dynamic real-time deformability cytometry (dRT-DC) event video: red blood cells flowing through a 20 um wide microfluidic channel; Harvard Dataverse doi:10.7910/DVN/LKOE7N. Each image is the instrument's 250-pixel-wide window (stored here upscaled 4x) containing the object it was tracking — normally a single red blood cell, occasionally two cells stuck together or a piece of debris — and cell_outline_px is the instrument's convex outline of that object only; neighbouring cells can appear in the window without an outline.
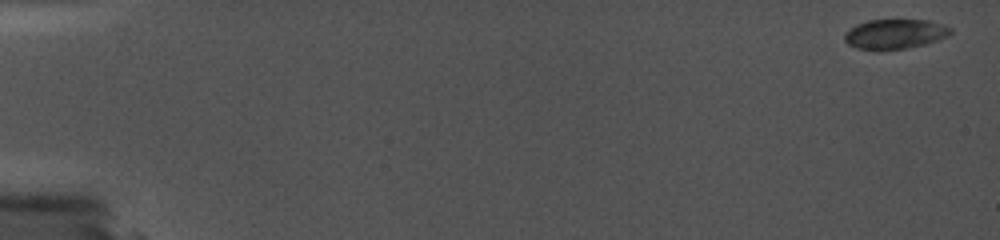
{"species": "common noctule bat (a hibernating species)", "species_latin": "Nyctalus noctula", "temperature_condition": "cold", "stored_images_in_passage": 29, "camera_frame_rate_fps": 5000, "um_per_image_px": 0.085, "animal": {"sex": "female", "body_mass_g": 19.0, "forearm_length_mm": 56.7}, "frame": {"image": 1, "passage_image": 1, "time_ms": 0.0, "image_size_px": [1000, 240], "cell_outline_px": [[952, 32], [948, 36], [924, 44], [904, 48], [876, 52], [856, 48], [848, 44], [844, 40], [844, 32], [856, 24], [868, 20], [928, 20], [944, 24], [952, 28]], "centroid_in_image_um": [76.02, 2.9], "position_along_channel_um": 9.0, "area_um2": 18.73}}
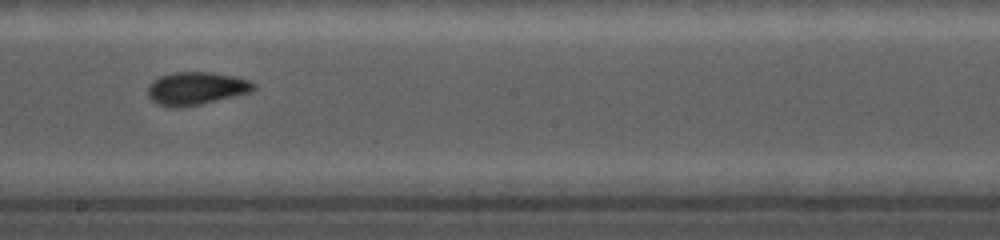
{"frame": {"image": 2, "passage_image": 18, "time_ms": 10.6, "image_size_px": [1000, 240], "cell_outline_px": [[256, 88], [252, 92], [236, 96], [200, 104], [180, 108], [172, 108], [156, 104], [148, 96], [148, 84], [152, 80], [160, 76], [172, 72], [212, 72], [236, 76], [248, 80], [256, 84]], "centroid_in_image_um": [16.67, 7.51], "position_along_channel_um": 231.5, "area_um2": 20.63}}
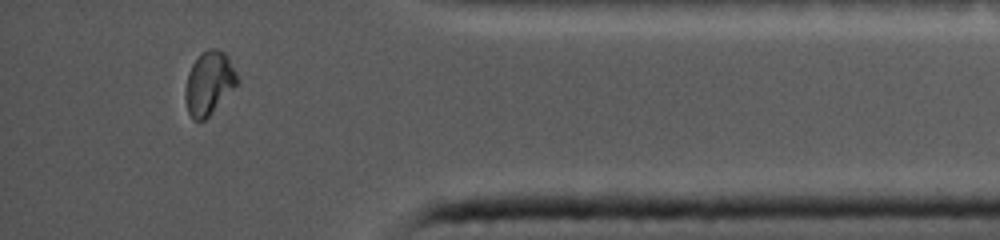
{"frame": {"image": 3, "passage_image": 27, "time_ms": 15.8, "image_size_px": [1000, 240], "cell_outline_px": [[240, 84], [204, 120], [192, 120], [188, 112], [184, 96], [184, 92], [188, 72], [192, 64], [200, 52], [208, 48], [216, 48], [224, 52], [228, 56], [240, 80]], "centroid_in_image_um": [17.78, 7.05], "position_along_channel_um": 417.4, "area_um2": 19.59}}